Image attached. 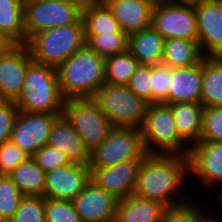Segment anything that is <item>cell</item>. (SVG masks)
Segmentation results:
<instances>
[{"instance_id": "cell-34", "label": "cell", "mask_w": 222, "mask_h": 222, "mask_svg": "<svg viewBox=\"0 0 222 222\" xmlns=\"http://www.w3.org/2000/svg\"><path fill=\"white\" fill-rule=\"evenodd\" d=\"M45 222H84L72 201L45 197Z\"/></svg>"}, {"instance_id": "cell-14", "label": "cell", "mask_w": 222, "mask_h": 222, "mask_svg": "<svg viewBox=\"0 0 222 222\" xmlns=\"http://www.w3.org/2000/svg\"><path fill=\"white\" fill-rule=\"evenodd\" d=\"M143 160H128L106 168H90L91 180L118 200L133 194Z\"/></svg>"}, {"instance_id": "cell-40", "label": "cell", "mask_w": 222, "mask_h": 222, "mask_svg": "<svg viewBox=\"0 0 222 222\" xmlns=\"http://www.w3.org/2000/svg\"><path fill=\"white\" fill-rule=\"evenodd\" d=\"M30 156L11 140L0 145V174H9Z\"/></svg>"}, {"instance_id": "cell-24", "label": "cell", "mask_w": 222, "mask_h": 222, "mask_svg": "<svg viewBox=\"0 0 222 222\" xmlns=\"http://www.w3.org/2000/svg\"><path fill=\"white\" fill-rule=\"evenodd\" d=\"M207 107H222V57L202 58V98Z\"/></svg>"}, {"instance_id": "cell-2", "label": "cell", "mask_w": 222, "mask_h": 222, "mask_svg": "<svg viewBox=\"0 0 222 222\" xmlns=\"http://www.w3.org/2000/svg\"><path fill=\"white\" fill-rule=\"evenodd\" d=\"M56 69L60 90L65 100L92 98L105 83V58L87 45Z\"/></svg>"}, {"instance_id": "cell-45", "label": "cell", "mask_w": 222, "mask_h": 222, "mask_svg": "<svg viewBox=\"0 0 222 222\" xmlns=\"http://www.w3.org/2000/svg\"><path fill=\"white\" fill-rule=\"evenodd\" d=\"M222 189H220V193L218 192L217 194H220V195H217L218 197L220 196L221 197V199H219V200H222V191H221Z\"/></svg>"}, {"instance_id": "cell-20", "label": "cell", "mask_w": 222, "mask_h": 222, "mask_svg": "<svg viewBox=\"0 0 222 222\" xmlns=\"http://www.w3.org/2000/svg\"><path fill=\"white\" fill-rule=\"evenodd\" d=\"M15 103L19 111L63 115L65 99L62 96L60 87L40 89L23 87L21 95Z\"/></svg>"}, {"instance_id": "cell-36", "label": "cell", "mask_w": 222, "mask_h": 222, "mask_svg": "<svg viewBox=\"0 0 222 222\" xmlns=\"http://www.w3.org/2000/svg\"><path fill=\"white\" fill-rule=\"evenodd\" d=\"M200 141L222 142V107L204 108Z\"/></svg>"}, {"instance_id": "cell-3", "label": "cell", "mask_w": 222, "mask_h": 222, "mask_svg": "<svg viewBox=\"0 0 222 222\" xmlns=\"http://www.w3.org/2000/svg\"><path fill=\"white\" fill-rule=\"evenodd\" d=\"M85 45L82 17L76 23L35 34L26 42L33 61L56 68Z\"/></svg>"}, {"instance_id": "cell-33", "label": "cell", "mask_w": 222, "mask_h": 222, "mask_svg": "<svg viewBox=\"0 0 222 222\" xmlns=\"http://www.w3.org/2000/svg\"><path fill=\"white\" fill-rule=\"evenodd\" d=\"M10 222H45V197L23 196Z\"/></svg>"}, {"instance_id": "cell-43", "label": "cell", "mask_w": 222, "mask_h": 222, "mask_svg": "<svg viewBox=\"0 0 222 222\" xmlns=\"http://www.w3.org/2000/svg\"><path fill=\"white\" fill-rule=\"evenodd\" d=\"M15 44L0 32V55L6 53Z\"/></svg>"}, {"instance_id": "cell-35", "label": "cell", "mask_w": 222, "mask_h": 222, "mask_svg": "<svg viewBox=\"0 0 222 222\" xmlns=\"http://www.w3.org/2000/svg\"><path fill=\"white\" fill-rule=\"evenodd\" d=\"M192 200L182 205L166 208L163 222H204L210 214L202 209V205Z\"/></svg>"}, {"instance_id": "cell-39", "label": "cell", "mask_w": 222, "mask_h": 222, "mask_svg": "<svg viewBox=\"0 0 222 222\" xmlns=\"http://www.w3.org/2000/svg\"><path fill=\"white\" fill-rule=\"evenodd\" d=\"M152 103H162L168 98L171 83V67L151 65Z\"/></svg>"}, {"instance_id": "cell-32", "label": "cell", "mask_w": 222, "mask_h": 222, "mask_svg": "<svg viewBox=\"0 0 222 222\" xmlns=\"http://www.w3.org/2000/svg\"><path fill=\"white\" fill-rule=\"evenodd\" d=\"M23 87L30 89L60 87L56 67L32 61L27 67Z\"/></svg>"}, {"instance_id": "cell-27", "label": "cell", "mask_w": 222, "mask_h": 222, "mask_svg": "<svg viewBox=\"0 0 222 222\" xmlns=\"http://www.w3.org/2000/svg\"><path fill=\"white\" fill-rule=\"evenodd\" d=\"M8 176L24 196L44 197L46 172L35 163L32 157L19 164Z\"/></svg>"}, {"instance_id": "cell-13", "label": "cell", "mask_w": 222, "mask_h": 222, "mask_svg": "<svg viewBox=\"0 0 222 222\" xmlns=\"http://www.w3.org/2000/svg\"><path fill=\"white\" fill-rule=\"evenodd\" d=\"M44 197L72 201L91 181L89 165L71 162L46 173Z\"/></svg>"}, {"instance_id": "cell-11", "label": "cell", "mask_w": 222, "mask_h": 222, "mask_svg": "<svg viewBox=\"0 0 222 222\" xmlns=\"http://www.w3.org/2000/svg\"><path fill=\"white\" fill-rule=\"evenodd\" d=\"M32 61L26 44H15L0 55V100H17L23 90L27 67Z\"/></svg>"}, {"instance_id": "cell-5", "label": "cell", "mask_w": 222, "mask_h": 222, "mask_svg": "<svg viewBox=\"0 0 222 222\" xmlns=\"http://www.w3.org/2000/svg\"><path fill=\"white\" fill-rule=\"evenodd\" d=\"M114 127L141 129L148 103L127 85L104 83L92 97Z\"/></svg>"}, {"instance_id": "cell-44", "label": "cell", "mask_w": 222, "mask_h": 222, "mask_svg": "<svg viewBox=\"0 0 222 222\" xmlns=\"http://www.w3.org/2000/svg\"><path fill=\"white\" fill-rule=\"evenodd\" d=\"M204 222H222V220H217L216 218L212 217L211 214L208 216Z\"/></svg>"}, {"instance_id": "cell-28", "label": "cell", "mask_w": 222, "mask_h": 222, "mask_svg": "<svg viewBox=\"0 0 222 222\" xmlns=\"http://www.w3.org/2000/svg\"><path fill=\"white\" fill-rule=\"evenodd\" d=\"M0 32L14 44H26L24 0H0Z\"/></svg>"}, {"instance_id": "cell-46", "label": "cell", "mask_w": 222, "mask_h": 222, "mask_svg": "<svg viewBox=\"0 0 222 222\" xmlns=\"http://www.w3.org/2000/svg\"><path fill=\"white\" fill-rule=\"evenodd\" d=\"M71 1H88V0H71Z\"/></svg>"}, {"instance_id": "cell-23", "label": "cell", "mask_w": 222, "mask_h": 222, "mask_svg": "<svg viewBox=\"0 0 222 222\" xmlns=\"http://www.w3.org/2000/svg\"><path fill=\"white\" fill-rule=\"evenodd\" d=\"M165 39L153 27L142 29L128 36L127 50L139 64H161Z\"/></svg>"}, {"instance_id": "cell-1", "label": "cell", "mask_w": 222, "mask_h": 222, "mask_svg": "<svg viewBox=\"0 0 222 222\" xmlns=\"http://www.w3.org/2000/svg\"><path fill=\"white\" fill-rule=\"evenodd\" d=\"M187 175L190 176L187 156L147 153L142 161L133 194L159 202L167 208L185 204L192 199L185 193L189 185L187 181H190ZM181 191H184L186 196H183Z\"/></svg>"}, {"instance_id": "cell-26", "label": "cell", "mask_w": 222, "mask_h": 222, "mask_svg": "<svg viewBox=\"0 0 222 222\" xmlns=\"http://www.w3.org/2000/svg\"><path fill=\"white\" fill-rule=\"evenodd\" d=\"M85 34L123 32L112 11L102 0H88L82 9Z\"/></svg>"}, {"instance_id": "cell-29", "label": "cell", "mask_w": 222, "mask_h": 222, "mask_svg": "<svg viewBox=\"0 0 222 222\" xmlns=\"http://www.w3.org/2000/svg\"><path fill=\"white\" fill-rule=\"evenodd\" d=\"M138 66L128 50L105 58V83L127 85Z\"/></svg>"}, {"instance_id": "cell-17", "label": "cell", "mask_w": 222, "mask_h": 222, "mask_svg": "<svg viewBox=\"0 0 222 222\" xmlns=\"http://www.w3.org/2000/svg\"><path fill=\"white\" fill-rule=\"evenodd\" d=\"M112 11L121 30L127 35L152 26L156 0H102Z\"/></svg>"}, {"instance_id": "cell-10", "label": "cell", "mask_w": 222, "mask_h": 222, "mask_svg": "<svg viewBox=\"0 0 222 222\" xmlns=\"http://www.w3.org/2000/svg\"><path fill=\"white\" fill-rule=\"evenodd\" d=\"M60 114L18 111L10 140L30 157L47 144L52 126Z\"/></svg>"}, {"instance_id": "cell-38", "label": "cell", "mask_w": 222, "mask_h": 222, "mask_svg": "<svg viewBox=\"0 0 222 222\" xmlns=\"http://www.w3.org/2000/svg\"><path fill=\"white\" fill-rule=\"evenodd\" d=\"M31 157L46 173L71 163L63 151L48 144L43 145Z\"/></svg>"}, {"instance_id": "cell-19", "label": "cell", "mask_w": 222, "mask_h": 222, "mask_svg": "<svg viewBox=\"0 0 222 222\" xmlns=\"http://www.w3.org/2000/svg\"><path fill=\"white\" fill-rule=\"evenodd\" d=\"M47 144L63 151L70 162L90 163L91 152L64 114L55 120Z\"/></svg>"}, {"instance_id": "cell-30", "label": "cell", "mask_w": 222, "mask_h": 222, "mask_svg": "<svg viewBox=\"0 0 222 222\" xmlns=\"http://www.w3.org/2000/svg\"><path fill=\"white\" fill-rule=\"evenodd\" d=\"M86 45L107 58L127 50L128 36L124 32L85 34Z\"/></svg>"}, {"instance_id": "cell-41", "label": "cell", "mask_w": 222, "mask_h": 222, "mask_svg": "<svg viewBox=\"0 0 222 222\" xmlns=\"http://www.w3.org/2000/svg\"><path fill=\"white\" fill-rule=\"evenodd\" d=\"M18 111L15 101L0 100V145L10 140Z\"/></svg>"}, {"instance_id": "cell-18", "label": "cell", "mask_w": 222, "mask_h": 222, "mask_svg": "<svg viewBox=\"0 0 222 222\" xmlns=\"http://www.w3.org/2000/svg\"><path fill=\"white\" fill-rule=\"evenodd\" d=\"M202 60L191 66L171 68V83L166 104L201 103Z\"/></svg>"}, {"instance_id": "cell-47", "label": "cell", "mask_w": 222, "mask_h": 222, "mask_svg": "<svg viewBox=\"0 0 222 222\" xmlns=\"http://www.w3.org/2000/svg\"><path fill=\"white\" fill-rule=\"evenodd\" d=\"M218 1H219L220 5H221V7H222V0H218Z\"/></svg>"}, {"instance_id": "cell-42", "label": "cell", "mask_w": 222, "mask_h": 222, "mask_svg": "<svg viewBox=\"0 0 222 222\" xmlns=\"http://www.w3.org/2000/svg\"><path fill=\"white\" fill-rule=\"evenodd\" d=\"M172 1L180 5L196 8L198 6L204 5L205 3H209L214 0H172Z\"/></svg>"}, {"instance_id": "cell-12", "label": "cell", "mask_w": 222, "mask_h": 222, "mask_svg": "<svg viewBox=\"0 0 222 222\" xmlns=\"http://www.w3.org/2000/svg\"><path fill=\"white\" fill-rule=\"evenodd\" d=\"M187 157L189 177L195 175L209 190L215 185L222 187V142L200 141L190 148Z\"/></svg>"}, {"instance_id": "cell-8", "label": "cell", "mask_w": 222, "mask_h": 222, "mask_svg": "<svg viewBox=\"0 0 222 222\" xmlns=\"http://www.w3.org/2000/svg\"><path fill=\"white\" fill-rule=\"evenodd\" d=\"M63 114L92 152L107 137L113 127L93 98L65 100Z\"/></svg>"}, {"instance_id": "cell-21", "label": "cell", "mask_w": 222, "mask_h": 222, "mask_svg": "<svg viewBox=\"0 0 222 222\" xmlns=\"http://www.w3.org/2000/svg\"><path fill=\"white\" fill-rule=\"evenodd\" d=\"M181 139L191 148L201 140L204 106L201 103L169 104Z\"/></svg>"}, {"instance_id": "cell-25", "label": "cell", "mask_w": 222, "mask_h": 222, "mask_svg": "<svg viewBox=\"0 0 222 222\" xmlns=\"http://www.w3.org/2000/svg\"><path fill=\"white\" fill-rule=\"evenodd\" d=\"M203 57L198 41L165 39L161 64L171 68L187 67L199 63Z\"/></svg>"}, {"instance_id": "cell-22", "label": "cell", "mask_w": 222, "mask_h": 222, "mask_svg": "<svg viewBox=\"0 0 222 222\" xmlns=\"http://www.w3.org/2000/svg\"><path fill=\"white\" fill-rule=\"evenodd\" d=\"M166 206L131 194L118 200L116 220L118 222H163Z\"/></svg>"}, {"instance_id": "cell-37", "label": "cell", "mask_w": 222, "mask_h": 222, "mask_svg": "<svg viewBox=\"0 0 222 222\" xmlns=\"http://www.w3.org/2000/svg\"><path fill=\"white\" fill-rule=\"evenodd\" d=\"M127 87L148 104L152 103L151 65L139 64Z\"/></svg>"}, {"instance_id": "cell-9", "label": "cell", "mask_w": 222, "mask_h": 222, "mask_svg": "<svg viewBox=\"0 0 222 222\" xmlns=\"http://www.w3.org/2000/svg\"><path fill=\"white\" fill-rule=\"evenodd\" d=\"M152 26L164 39L182 38L198 41L195 8L172 0L156 1L152 13Z\"/></svg>"}, {"instance_id": "cell-31", "label": "cell", "mask_w": 222, "mask_h": 222, "mask_svg": "<svg viewBox=\"0 0 222 222\" xmlns=\"http://www.w3.org/2000/svg\"><path fill=\"white\" fill-rule=\"evenodd\" d=\"M24 195L7 174H0V218L10 222Z\"/></svg>"}, {"instance_id": "cell-16", "label": "cell", "mask_w": 222, "mask_h": 222, "mask_svg": "<svg viewBox=\"0 0 222 222\" xmlns=\"http://www.w3.org/2000/svg\"><path fill=\"white\" fill-rule=\"evenodd\" d=\"M195 11L202 55L222 57V7L219 1L205 3Z\"/></svg>"}, {"instance_id": "cell-6", "label": "cell", "mask_w": 222, "mask_h": 222, "mask_svg": "<svg viewBox=\"0 0 222 222\" xmlns=\"http://www.w3.org/2000/svg\"><path fill=\"white\" fill-rule=\"evenodd\" d=\"M86 1L24 0L26 42L35 34L76 23Z\"/></svg>"}, {"instance_id": "cell-7", "label": "cell", "mask_w": 222, "mask_h": 222, "mask_svg": "<svg viewBox=\"0 0 222 222\" xmlns=\"http://www.w3.org/2000/svg\"><path fill=\"white\" fill-rule=\"evenodd\" d=\"M146 154L140 129L113 126L91 152L89 167L106 168L128 160H143Z\"/></svg>"}, {"instance_id": "cell-15", "label": "cell", "mask_w": 222, "mask_h": 222, "mask_svg": "<svg viewBox=\"0 0 222 222\" xmlns=\"http://www.w3.org/2000/svg\"><path fill=\"white\" fill-rule=\"evenodd\" d=\"M72 203L84 222H111L116 218L118 199L92 180Z\"/></svg>"}, {"instance_id": "cell-4", "label": "cell", "mask_w": 222, "mask_h": 222, "mask_svg": "<svg viewBox=\"0 0 222 222\" xmlns=\"http://www.w3.org/2000/svg\"><path fill=\"white\" fill-rule=\"evenodd\" d=\"M140 131L146 153L188 156L190 147L176 130L169 104L164 102L148 104Z\"/></svg>"}]
</instances>
